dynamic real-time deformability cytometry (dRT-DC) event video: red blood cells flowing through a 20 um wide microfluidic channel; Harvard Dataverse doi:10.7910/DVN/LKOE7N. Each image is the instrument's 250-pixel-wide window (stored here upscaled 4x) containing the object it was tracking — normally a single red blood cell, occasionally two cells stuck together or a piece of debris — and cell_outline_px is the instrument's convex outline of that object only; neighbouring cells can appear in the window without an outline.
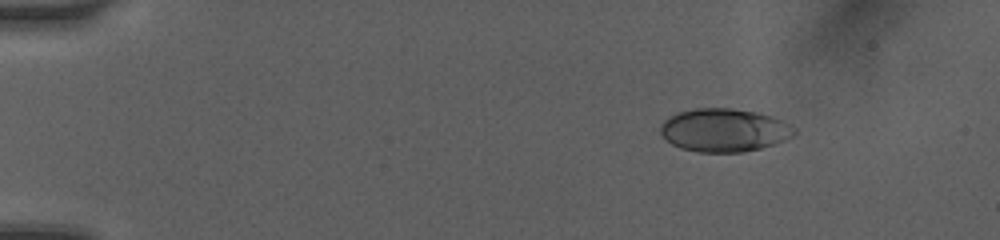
{"species": "human", "species_latin": "Homo sapiens", "temperature_condition": "room temperature", "stored_images_in_passage": 9, "camera_frame_rate_fps": 3000, "um_per_image_px": 0.085, "donor": {"sex": "female"}, "frame": {"image": 1, "passage_image": 4, "time_ms": 2.333, "image_size_px": [1000, 240], "cell_outline_px": [[796, 132], [792, 136], [784, 140], [760, 148], [744, 152], [700, 152], [680, 148], [672, 144], [660, 132], [660, 124], [664, 120], [676, 112], [696, 108], [732, 108], [760, 112], [772, 116], [796, 128]], "centroid_in_image_um": [61.54, 11.05], "position_along_channel_um": 23.5, "area_um2": 33.7}}
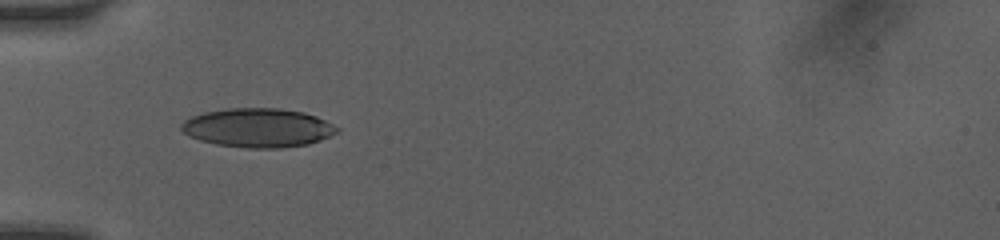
{"frame": {"image": 2, "passage_image": 7, "time_ms": 5.667, "image_size_px": [1000, 240], "cell_outline_px": [[340, 132], [320, 140], [308, 144], [280, 148], [248, 148], [216, 144], [200, 140], [188, 136], [180, 128], [180, 124], [184, 120], [192, 116], [204, 112], [228, 108], [280, 108], [304, 112], [316, 116], [340, 128]], "centroid_in_image_um": [21.93, 10.86], "position_along_channel_um": 63.1, "area_um2": 35.49}}
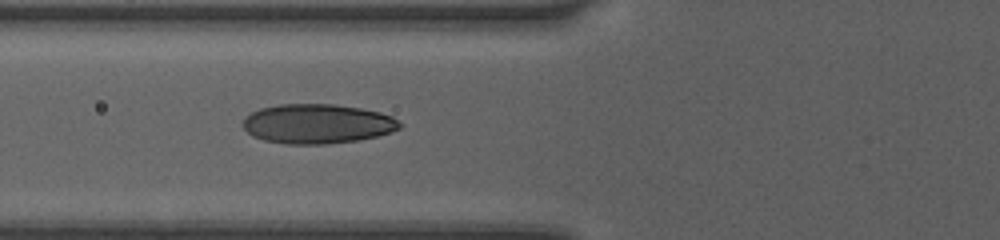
{"frame": {"image": 3, "passage_image": 8, "time_ms": 6.667, "image_size_px": [1000, 240], "cell_outline_px": [[400, 128], [392, 132], [360, 140], [328, 144], [284, 144], [264, 140], [252, 136], [244, 128], [244, 120], [252, 112], [260, 108], [276, 104], [336, 104], [360, 108], [380, 112], [392, 116], [400, 124]], "centroid_in_image_um": [26.98, 10.52], "position_along_channel_um": 98.8, "area_um2": 36.18}}